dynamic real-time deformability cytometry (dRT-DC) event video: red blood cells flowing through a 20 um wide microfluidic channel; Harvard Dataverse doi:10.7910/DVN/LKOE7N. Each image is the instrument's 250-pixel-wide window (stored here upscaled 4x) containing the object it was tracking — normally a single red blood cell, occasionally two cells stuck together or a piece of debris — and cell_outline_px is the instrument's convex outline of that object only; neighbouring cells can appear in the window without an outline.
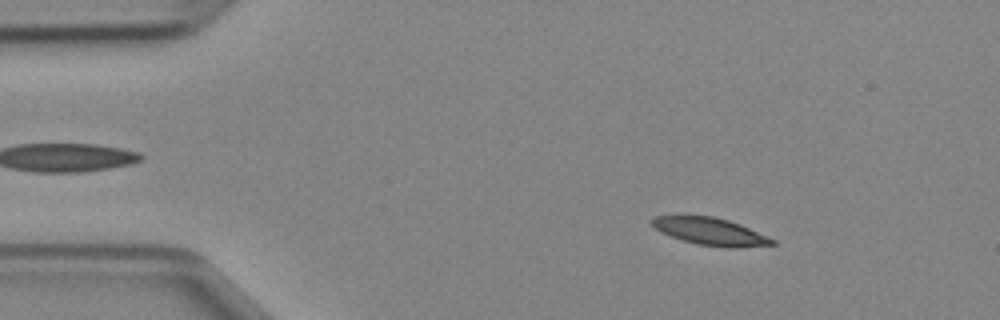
{"species": "Egyptian fruit bat (a non-hibernating species)", "species_latin": "Rousettus aegyptiacus", "temperature_condition": "cold", "stored_images_in_passage": 46, "camera_frame_rate_fps": 3000, "um_per_image_px": 0.085, "animal": {"sex": "female"}, "frame": {"image": 1, "passage_image": 6, "time_ms": 1.667, "image_size_px": [1000, 320], "cell_outline_px": [[776, 244], [740, 248], [728, 248], [696, 244], [672, 236], [656, 228], [648, 220], [652, 216], [684, 212], [712, 216], [728, 220], [740, 224], [768, 236], [776, 240]], "centroid_in_image_um": [60.32, 19.62], "position_along_channel_um": 24.7, "area_um2": 19.94}}
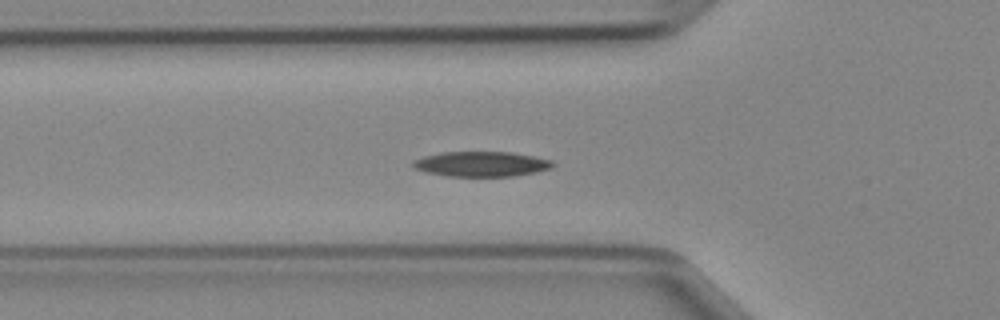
{"frame": {"image": 2, "passage_image": 15, "time_ms": 4.667, "image_size_px": [1000, 320], "cell_outline_px": [[556, 164], [552, 168], [536, 172], [512, 176], [448, 176], [424, 172], [416, 168], [412, 164], [412, 160], [424, 156], [440, 152], [512, 152], [552, 160]], "centroid_in_image_um": [40.92, 13.94], "position_along_channel_um": 84.9, "area_um2": 20.46}}
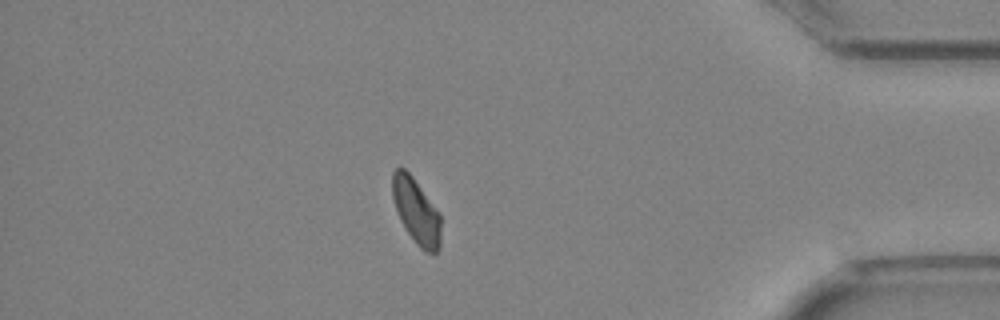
{"frame": {"image": 3, "passage_image": 40, "time_ms": 13.0, "image_size_px": [1000, 320], "cell_outline_px": [[440, 244], [436, 252], [424, 252], [416, 244], [400, 220], [396, 212], [392, 196], [392, 172], [396, 168], [404, 168], [412, 176], [440, 212]], "centroid_in_image_um": [35.37, 17.94], "position_along_channel_um": 399.8, "area_um2": 18.5}}